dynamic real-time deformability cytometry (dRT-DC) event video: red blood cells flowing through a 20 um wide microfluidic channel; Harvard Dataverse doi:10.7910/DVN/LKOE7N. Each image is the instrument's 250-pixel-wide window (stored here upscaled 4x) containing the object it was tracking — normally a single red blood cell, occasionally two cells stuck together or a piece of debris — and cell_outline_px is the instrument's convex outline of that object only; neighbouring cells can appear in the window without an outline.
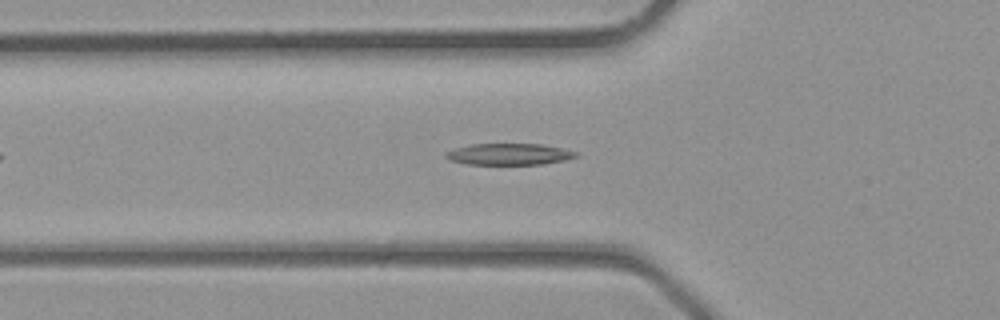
{"species": "common noctule bat (a hibernating species)", "species_latin": "Nyctalus noctula", "temperature_condition": "room temperature", "stored_images_in_passage": 26, "camera_frame_rate_fps": 3000, "um_per_image_px": 0.085, "animal": {"sex": "male", "body_mass_g": 23.1, "forearm_length_mm": 52.7}, "frame": {"image": 1, "passage_image": 4, "time_ms": 1.0, "image_size_px": [1000, 320], "cell_outline_px": [[580, 156], [564, 160], [540, 164], [468, 164], [448, 160], [444, 156], [444, 152], [456, 148], [472, 144], [540, 144], [560, 148], [576, 152]], "centroid_in_image_um": [43.23, 13.1], "position_along_channel_um": 82.6, "area_um2": 16.13}}
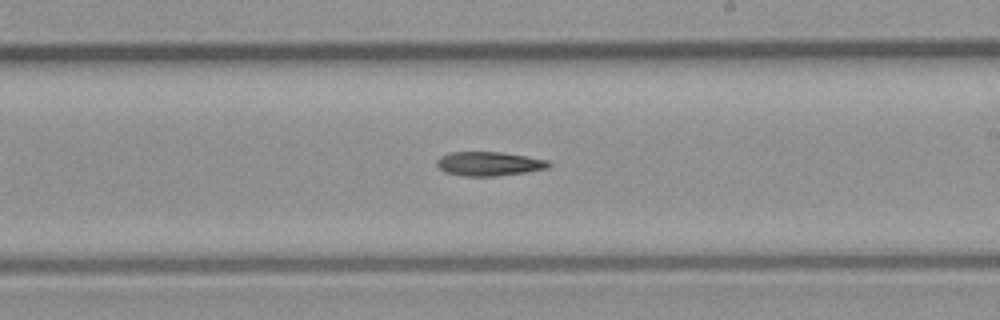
{"frame": {"image": 2, "passage_image": 13, "time_ms": 4.0, "image_size_px": [1000, 320], "cell_outline_px": [[552, 164], [548, 168], [524, 172], [496, 176], [464, 176], [444, 172], [436, 164], [436, 160], [440, 156], [448, 152], [500, 152], [528, 156], [548, 160]], "centroid_in_image_um": [41.55, 13.91], "position_along_channel_um": 247.4, "area_um2": 15.78}}
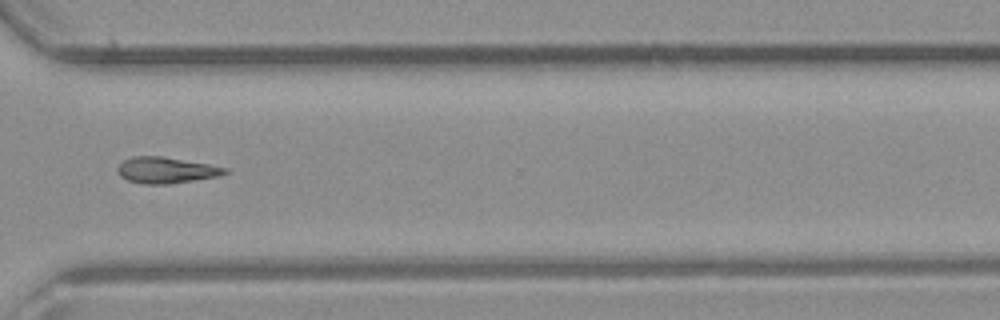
{"frame": {"image": 3, "passage_image": 19, "time_ms": 6.0, "image_size_px": [1000, 320], "cell_outline_px": [[228, 172], [220, 176], [168, 184], [144, 184], [128, 180], [120, 176], [116, 172], [116, 168], [124, 160], [132, 156], [164, 156], [208, 164], [228, 168]], "centroid_in_image_um": [14.1, 14.46], "position_along_channel_um": 356.5, "area_um2": 16.42}}